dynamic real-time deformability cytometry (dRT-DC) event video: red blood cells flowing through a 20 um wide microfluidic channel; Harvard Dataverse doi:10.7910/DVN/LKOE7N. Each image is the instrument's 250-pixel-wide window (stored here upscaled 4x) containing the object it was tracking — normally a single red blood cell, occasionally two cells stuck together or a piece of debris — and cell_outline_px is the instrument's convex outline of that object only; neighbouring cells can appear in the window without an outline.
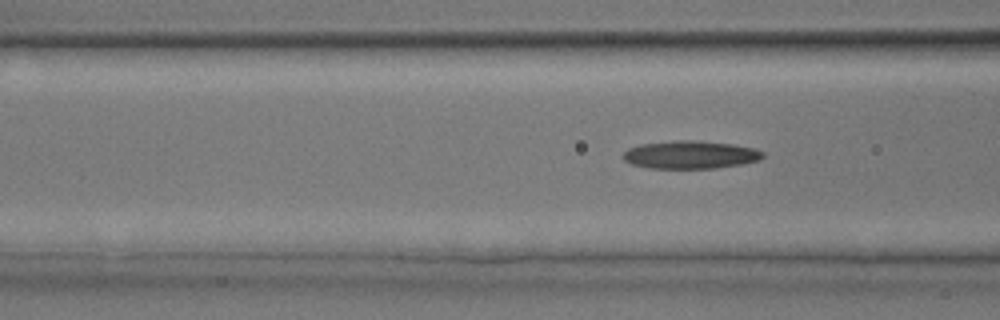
{"species": "common noctule bat (a hibernating species)", "species_latin": "Nyctalus noctula", "temperature_condition": "room temperature", "stored_images_in_passage": 4, "camera_frame_rate_fps": 3000, "um_per_image_px": 0.085, "animal": {"sex": "male", "body_mass_g": 17.9, "forearm_length_mm": 54.2}, "frame": {"image": 1, "passage_image": 4, "time_ms": 4.333, "image_size_px": [1000, 320], "cell_outline_px": [[764, 156], [760, 160], [740, 164], [716, 168], [648, 168], [632, 164], [624, 160], [620, 156], [628, 148], [640, 144], [672, 140], [692, 140], [732, 144], [752, 148], [764, 152]], "centroid_in_image_um": [58.63, 13.15], "position_along_channel_um": 108.0, "area_um2": 22.77}}